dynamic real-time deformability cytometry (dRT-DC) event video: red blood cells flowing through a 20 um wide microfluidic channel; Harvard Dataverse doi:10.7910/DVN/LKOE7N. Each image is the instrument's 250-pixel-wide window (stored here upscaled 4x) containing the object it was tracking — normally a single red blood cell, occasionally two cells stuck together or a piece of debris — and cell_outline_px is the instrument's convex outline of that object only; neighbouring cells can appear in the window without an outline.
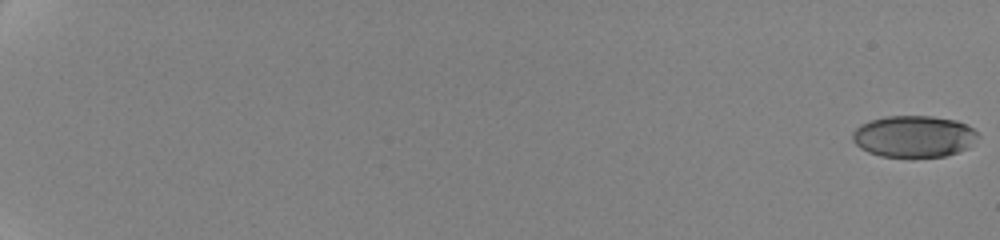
{"species": "human", "species_latin": "Homo sapiens", "temperature_condition": "cold", "stored_images_in_passage": 81, "camera_frame_rate_fps": 3000, "um_per_image_px": 0.085, "donor": {"sex": "female"}, "frame": {"image": 1, "passage_image": 1, "time_ms": 0.0, "image_size_px": [1000, 240], "cell_outline_px": [[980, 136], [968, 148], [944, 156], [880, 156], [868, 152], [860, 148], [852, 140], [852, 132], [860, 124], [868, 120], [884, 116], [932, 116], [956, 120], [972, 128]], "centroid_in_image_um": [77.65, 11.58], "position_along_channel_um": 7.4, "area_um2": 30.4}}
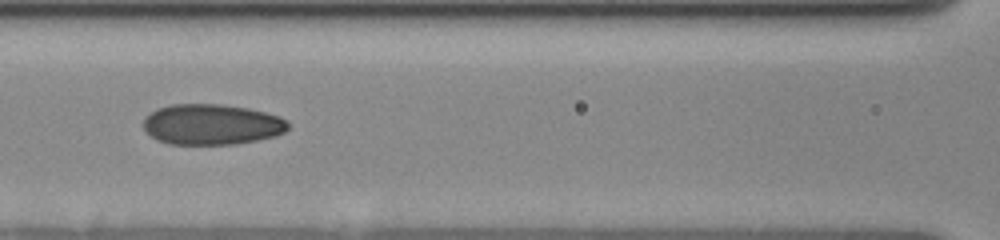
{"frame": {"image": 2, "passage_image": 43, "time_ms": 10.667, "image_size_px": [1000, 240], "cell_outline_px": [[288, 128], [284, 132], [276, 136], [236, 144], [168, 144], [156, 140], [144, 128], [144, 116], [156, 108], [172, 104], [220, 104], [248, 108], [280, 116], [288, 120]], "centroid_in_image_um": [17.99, 10.57], "position_along_channel_um": 148.6, "area_um2": 34.45}}
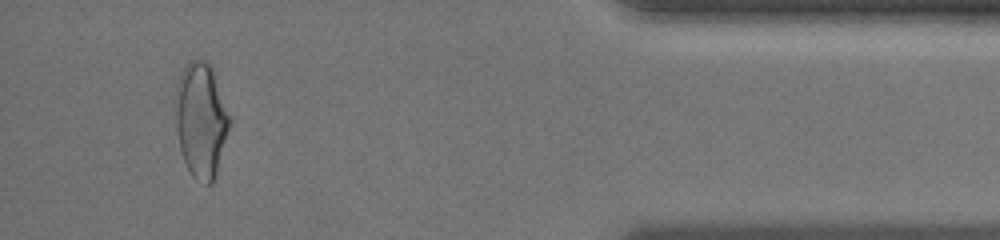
{"frame": {"image": 3, "passage_image": 78, "time_ms": 19.333, "image_size_px": [1000, 240], "cell_outline_px": [[232, 120], [216, 172], [212, 184], [208, 184], [196, 180], [192, 176], [180, 152], [176, 128], [176, 84], [180, 72], [192, 60], [204, 60], [212, 64], [232, 116]], "centroid_in_image_um": [17.12, 10.16], "position_along_channel_um": 418.1, "area_um2": 36.76}, "authors_computed_cell_mechanics": {"area_um2": 33.7552, "velocity_mm_per_s": 3.5577, "shape_relaxation_time_tau1_ms": 5.7233, "shape_relaxation_time_tau2_ms": 1.5552, "deformation_change_tau1": 0.161, "deformation_change_tau2": 0.0669}}